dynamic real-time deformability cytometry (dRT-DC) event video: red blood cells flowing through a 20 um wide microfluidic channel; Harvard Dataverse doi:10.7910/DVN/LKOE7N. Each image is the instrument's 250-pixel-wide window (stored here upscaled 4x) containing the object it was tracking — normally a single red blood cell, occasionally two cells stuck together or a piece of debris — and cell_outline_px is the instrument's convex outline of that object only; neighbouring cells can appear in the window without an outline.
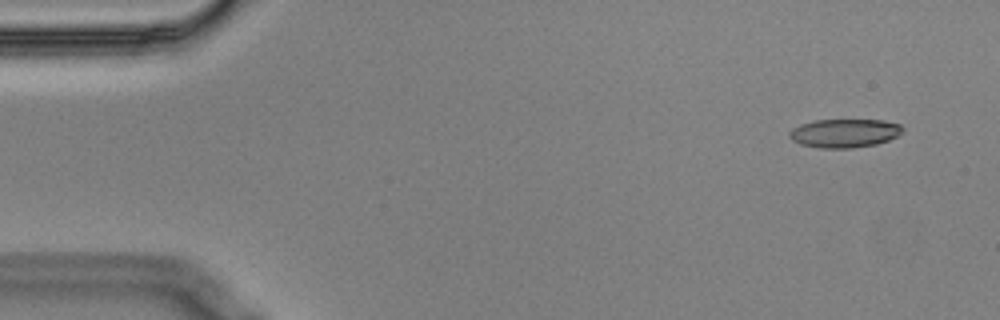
{"species": "Egyptian fruit bat (a non-hibernating species)", "species_latin": "Rousettus aegyptiacus", "temperature_condition": "cold", "stored_images_in_passage": 53, "camera_frame_rate_fps": 3000, "um_per_image_px": 0.085, "animal": {"sex": "male"}, "frame": {"image": 1, "passage_image": 1, "time_ms": 0.0, "image_size_px": [1000, 320], "cell_outline_px": [[904, 132], [888, 140], [876, 144], [852, 148], [820, 148], [800, 144], [792, 140], [788, 136], [788, 132], [792, 128], [800, 124], [816, 120], [884, 120], [900, 124], [904, 128]], "centroid_in_image_um": [71.78, 11.32], "position_along_channel_um": 13.2, "area_um2": 19.02}}
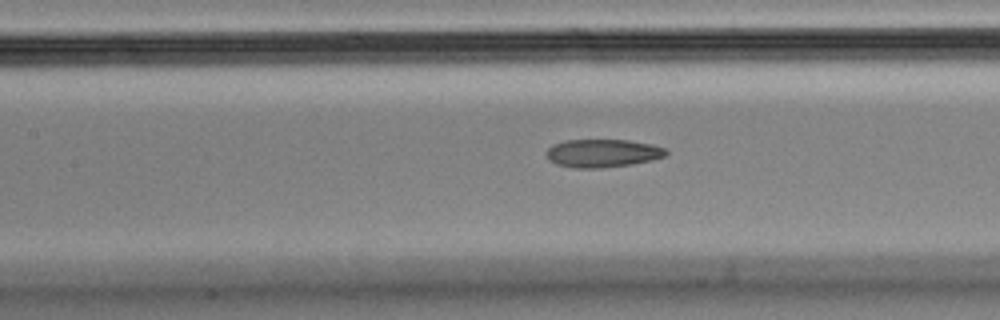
{"frame": {"image": 2, "passage_image": 22, "time_ms": 7.0, "image_size_px": [1000, 320], "cell_outline_px": [[668, 152], [664, 156], [652, 160], [632, 164], [600, 168], [572, 168], [556, 164], [548, 160], [548, 148], [552, 144], [564, 140], [628, 140], [652, 144], [664, 148]], "centroid_in_image_um": [51.2, 13.02], "position_along_channel_um": 156.2, "area_um2": 19.59}}
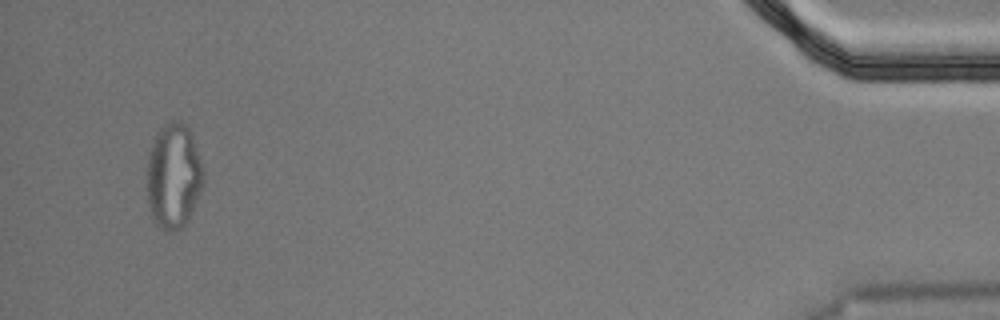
{"frame": {"image": 3, "passage_image": 51, "time_ms": 16.667, "image_size_px": [1000, 320], "cell_outline_px": [[204, 184], [188, 220], [180, 228], [172, 232], [164, 232], [156, 224], [152, 216], [148, 204], [144, 184], [148, 156], [152, 144], [160, 128], [164, 124], [172, 120], [176, 120], [188, 124], [204, 168]], "centroid_in_image_um": [14.73, 14.97], "position_along_channel_um": 420.5, "area_um2": 35.49}, "authors_computed_cell_mechanics": {"area_um2": 20.4034, "velocity_mm_per_s": 3.55, "shape_relaxation_time_tau1_ms": null, "shape_relaxation_time_tau2_ms": 4.0484, "deformation_change_tau1": null, "deformation_change_tau2": 0.1282}}